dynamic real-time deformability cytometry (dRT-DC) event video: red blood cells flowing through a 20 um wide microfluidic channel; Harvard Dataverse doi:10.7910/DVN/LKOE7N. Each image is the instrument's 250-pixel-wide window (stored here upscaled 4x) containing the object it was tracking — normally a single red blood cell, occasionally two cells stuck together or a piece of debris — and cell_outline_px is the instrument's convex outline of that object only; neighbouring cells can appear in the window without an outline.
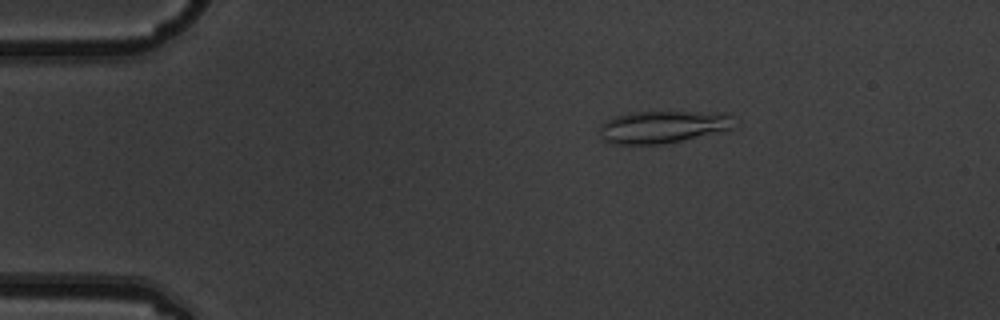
{"species": "common noctule bat (a hibernating species)", "species_latin": "Nyctalus noctula", "temperature_condition": "warm", "stored_images_in_passage": 6, "camera_frame_rate_fps": 3000, "um_per_image_px": 0.085, "animal": {"sex": "male", "body_mass_g": 19.5, "forearm_length_mm": 54.6}, "frame": {"image": 1, "passage_image": 3, "time_ms": 0.667, "image_size_px": [1000, 320], "cell_outline_px": [[732, 128], [680, 140], [660, 144], [612, 144], [604, 140], [600, 128], [600, 124], [616, 116], [632, 112], [728, 112], [732, 116]], "centroid_in_image_um": [56.32, 10.77], "position_along_channel_um": 28.7, "area_um2": 24.85}}
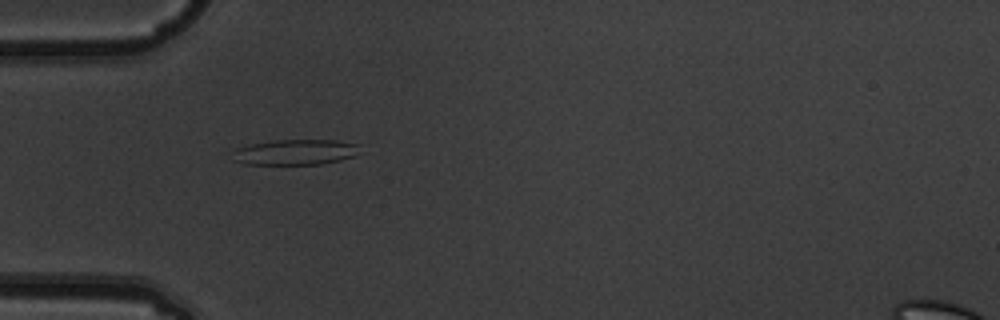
{"frame": {"image": 2, "passage_image": 5, "time_ms": 1.333, "image_size_px": [1000, 320], "cell_outline_px": [[360, 144], [352, 156], [340, 160], [320, 164], [244, 164], [232, 160], [232, 148], [272, 140], [336, 140]], "centroid_in_image_um": [25.0, 12.93], "position_along_channel_um": 60.0, "area_um2": 18.9}}
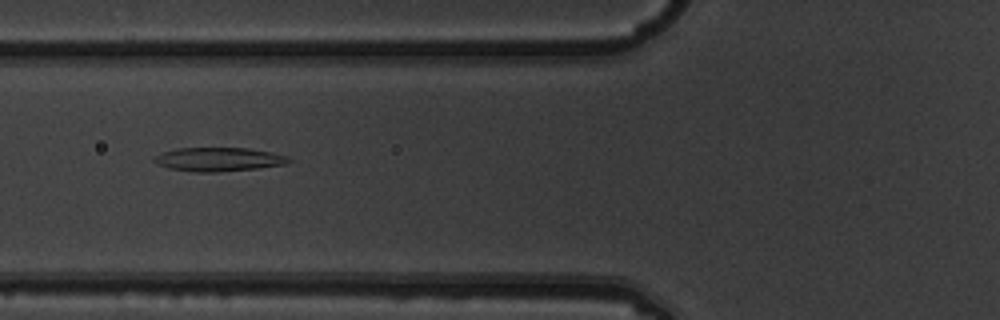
{"frame": {"image": 3, "passage_image": 6, "time_ms": 1.667, "image_size_px": [1000, 320], "cell_outline_px": [[292, 160], [288, 164], [260, 168], [216, 172], [196, 172], [168, 168], [156, 164], [152, 160], [152, 156], [176, 148], [248, 148], [272, 152], [288, 156]], "centroid_in_image_um": [18.59, 13.55], "position_along_channel_um": 107.2, "area_um2": 18.9}}